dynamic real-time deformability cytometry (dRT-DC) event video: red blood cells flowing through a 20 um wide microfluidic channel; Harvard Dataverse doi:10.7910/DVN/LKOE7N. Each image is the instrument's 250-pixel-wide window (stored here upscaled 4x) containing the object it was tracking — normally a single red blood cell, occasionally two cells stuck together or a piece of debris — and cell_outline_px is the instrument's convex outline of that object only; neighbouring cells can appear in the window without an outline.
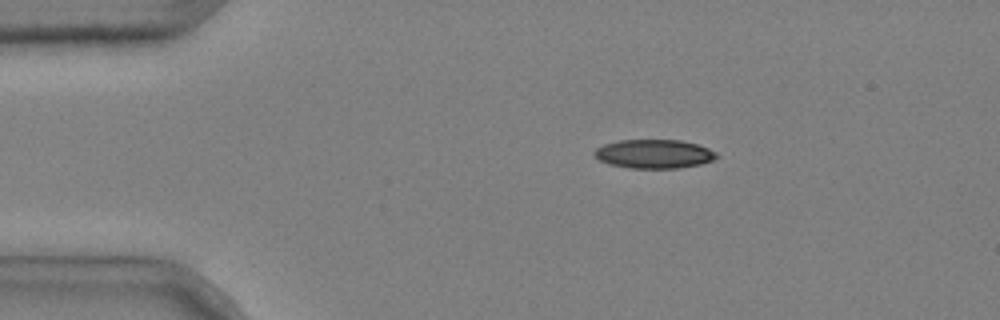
{"species": "common noctule bat (a hibernating species)", "species_latin": "Nyctalus noctula", "temperature_condition": "cold", "stored_images_in_passage": 3, "camera_frame_rate_fps": 3000, "um_per_image_px": 0.085, "animal": {"sex": "male", "body_mass_g": 20.4}, "frame": {"image": 1, "passage_image": 3, "time_ms": 0.667, "image_size_px": [1000, 320], "cell_outline_px": [[720, 156], [712, 160], [700, 164], [680, 168], [628, 168], [608, 164], [600, 160], [592, 152], [596, 148], [604, 144], [620, 140], [680, 140], [696, 144], [708, 148], [716, 152]], "centroid_in_image_um": [55.59, 13.08], "position_along_channel_um": 29.4, "area_um2": 20.58}}